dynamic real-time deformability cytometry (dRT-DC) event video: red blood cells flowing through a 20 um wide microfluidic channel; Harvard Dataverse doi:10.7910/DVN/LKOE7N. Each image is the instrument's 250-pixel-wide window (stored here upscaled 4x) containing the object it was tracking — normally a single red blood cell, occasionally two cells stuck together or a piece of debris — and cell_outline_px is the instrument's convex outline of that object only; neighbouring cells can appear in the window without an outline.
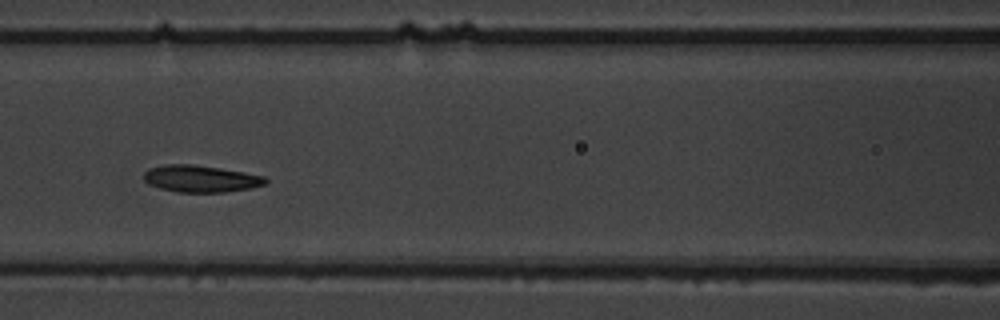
{"species": "common noctule bat (a hibernating species)", "species_latin": "Nyctalus noctula", "temperature_condition": "warm", "stored_images_in_passage": 9, "camera_frame_rate_fps": 3000, "um_per_image_px": 0.085, "animal": {"sex": "male", "body_mass_g": 19.5, "forearm_length_mm": 54.6}, "frame": {"image": 1, "passage_image": 6, "time_ms": 6.0, "image_size_px": [1000, 320], "cell_outline_px": [[268, 180], [264, 184], [252, 188], [224, 192], [176, 192], [160, 188], [148, 184], [144, 180], [144, 172], [148, 168], [164, 164], [192, 164], [220, 168], [244, 172], [264, 176]], "centroid_in_image_um": [17.03, 15.19], "position_along_channel_um": 149.6, "area_um2": 19.13}}
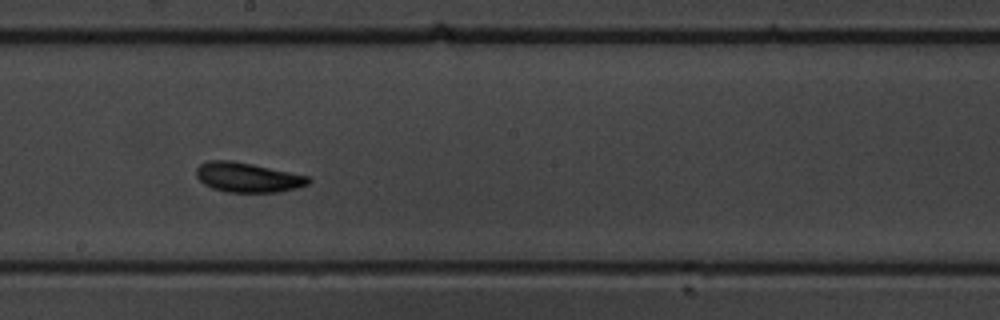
{"frame": {"image": 2, "passage_image": 8, "time_ms": 8.333, "image_size_px": [1000, 320], "cell_outline_px": [[312, 180], [308, 184], [296, 188], [276, 192], [228, 192], [212, 188], [204, 184], [196, 176], [196, 168], [200, 164], [208, 160], [232, 160], [252, 164], [308, 176]], "centroid_in_image_um": [21.03, 15.07], "position_along_channel_um": 227.2, "area_um2": 19.31}}
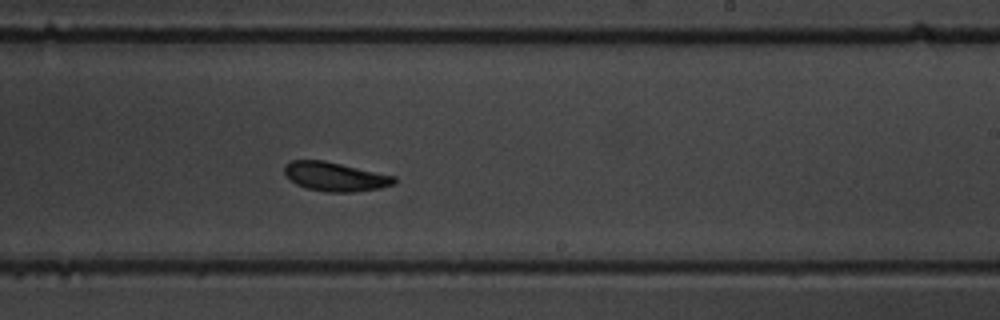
{"frame": {"image": 3, "passage_image": 9, "time_ms": 9.333, "image_size_px": [1000, 320], "cell_outline_px": [[396, 184], [380, 188], [352, 192], [328, 192], [308, 188], [296, 184], [284, 176], [284, 164], [292, 160], [324, 160], [396, 176]], "centroid_in_image_um": [28.48, 15.01], "position_along_channel_um": 260.5, "area_um2": 18.67}}